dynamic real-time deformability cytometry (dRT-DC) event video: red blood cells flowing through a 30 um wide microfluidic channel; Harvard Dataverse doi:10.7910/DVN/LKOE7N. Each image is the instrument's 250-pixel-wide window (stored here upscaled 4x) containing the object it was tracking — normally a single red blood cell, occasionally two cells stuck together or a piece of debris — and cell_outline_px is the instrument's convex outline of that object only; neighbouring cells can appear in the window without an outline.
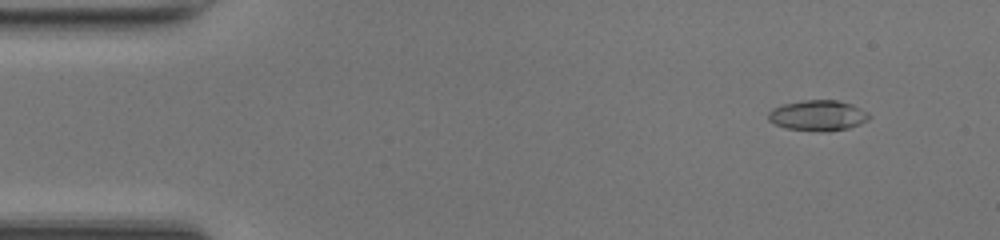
{"species": "common noctule bat (a hibernating species)", "species_latin": "Nyctalus noctula", "temperature_condition": "room temperature", "stored_images_in_passage": 49, "camera_frame_rate_fps": 3000, "um_per_image_px": 0.085, "animal": {"sex": "female", "body_mass_g": 17.0, "forearm_length_mm": 48.0}, "frame": {"image": 1, "passage_image": 5, "time_ms": 1.333, "image_size_px": [1000, 240], "cell_outline_px": [[872, 116], [868, 120], [860, 124], [848, 128], [828, 132], [824, 132], [784, 128], [768, 120], [768, 112], [772, 108], [784, 104], [804, 100], [836, 100], [852, 104], [868, 112]], "centroid_in_image_um": [69.54, 9.82], "position_along_channel_um": 15.5, "area_um2": 18.09}}
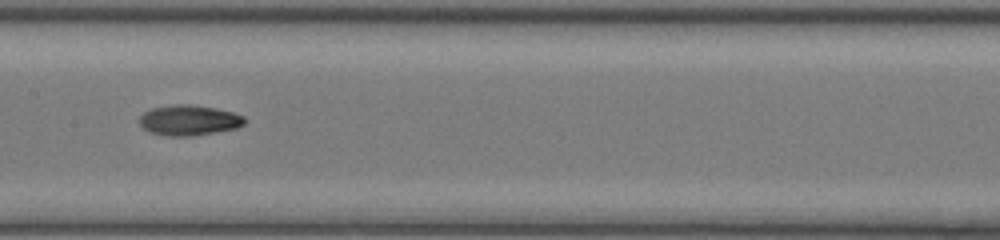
{"frame": {"image": 2, "passage_image": 25, "time_ms": 8.0, "image_size_px": [1000, 240], "cell_outline_px": [[248, 120], [244, 124], [236, 128], [192, 136], [168, 136], [148, 132], [140, 124], [140, 116], [144, 112], [152, 108], [176, 104], [188, 104], [216, 108], [232, 112], [244, 116]], "centroid_in_image_um": [16.07, 10.22], "position_along_channel_um": 191.3, "area_um2": 18.61}}
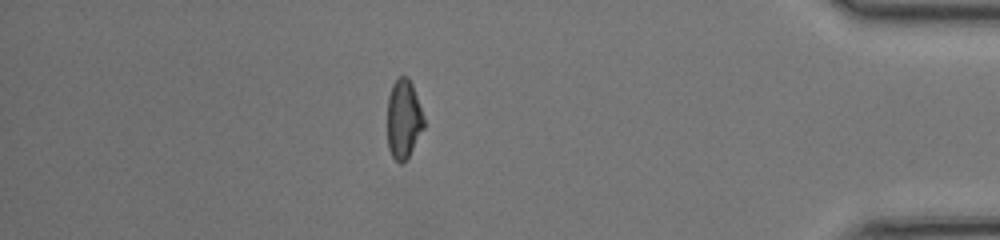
{"frame": {"image": 3, "passage_image": 43, "time_ms": 14.0, "image_size_px": [1000, 240], "cell_outline_px": [[424, 128], [408, 156], [400, 164], [392, 156], [388, 148], [388, 96], [392, 84], [400, 76], [408, 76], [412, 84], [424, 116]], "centroid_in_image_um": [34.3, 10.1], "position_along_channel_um": 400.9, "area_um2": 16.7}, "authors_computed_cell_mechanics": {"area_um2": 17.7446, "velocity_mm_per_s": 4.245, "shape_relaxation_time_tau1_ms": null, "shape_relaxation_time_tau2_ms": 6.2208, "deformation_change_tau1": null, "deformation_change_tau2": 0.1357}}